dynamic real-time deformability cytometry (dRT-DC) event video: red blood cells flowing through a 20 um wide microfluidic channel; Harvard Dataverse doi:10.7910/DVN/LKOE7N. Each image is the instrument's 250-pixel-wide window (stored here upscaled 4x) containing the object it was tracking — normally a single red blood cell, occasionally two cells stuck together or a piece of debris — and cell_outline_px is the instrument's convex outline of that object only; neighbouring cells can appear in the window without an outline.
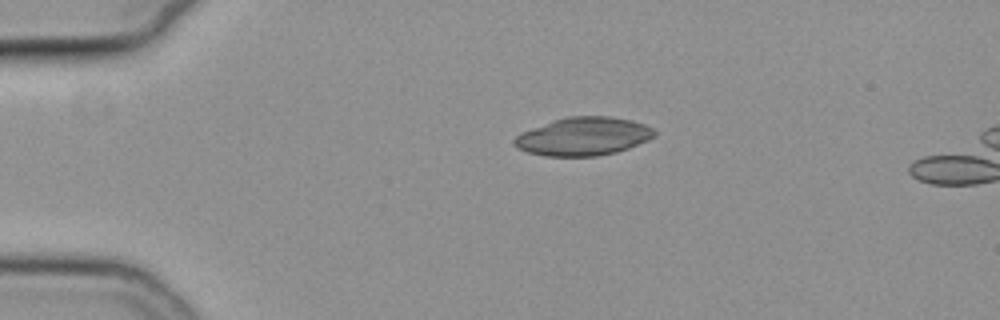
{"species": "common noctule bat (a hibernating species)", "species_latin": "Nyctalus noctula", "temperature_condition": "cold", "stored_images_in_passage": 44, "segment_of_instrument_passage": [1, 2], "camera_frame_rate_fps": 3000, "um_per_image_px": 0.085, "animal": {"sex": "female", "body_mass_g": 19.3, "forearm_length_mm": 54.1}, "frame": {"image": 1, "passage_image": 1, "time_ms": 0.0, "image_size_px": [1000, 320], "cell_outline_px": [[656, 136], [648, 140], [628, 148], [616, 152], [596, 156], [544, 156], [528, 152], [516, 148], [512, 144], [512, 140], [520, 132], [568, 116], [612, 116], [632, 120], [644, 124], [652, 128], [656, 132]], "centroid_in_image_um": [49.58, 11.6], "position_along_channel_um": 35.4, "area_um2": 31.27}}